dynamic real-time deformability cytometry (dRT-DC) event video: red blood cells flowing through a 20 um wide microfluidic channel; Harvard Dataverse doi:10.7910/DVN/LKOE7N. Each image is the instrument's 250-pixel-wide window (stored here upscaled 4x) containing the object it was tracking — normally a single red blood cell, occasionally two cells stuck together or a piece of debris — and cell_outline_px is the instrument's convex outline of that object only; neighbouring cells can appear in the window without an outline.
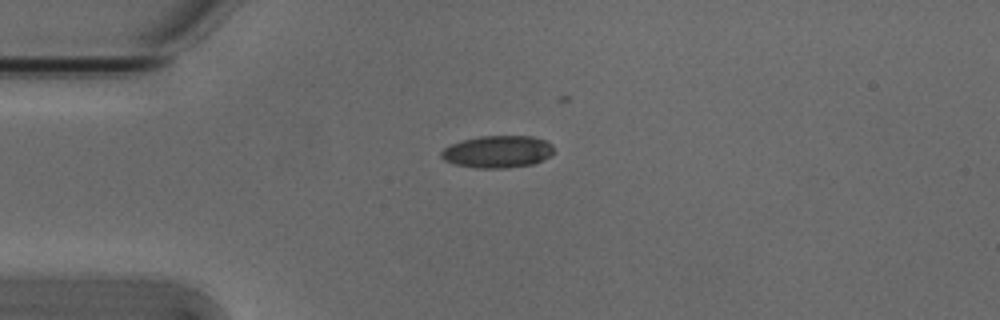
{"species": "Egyptian fruit bat (a non-hibernating species)", "species_latin": "Rousettus aegyptiacus", "temperature_condition": "cold", "stored_images_in_passage": 5, "camera_frame_rate_fps": 3000, "um_per_image_px": 0.085, "animal": {"sex": "male"}, "frame": {"image": 1, "passage_image": 5, "time_ms": 1.333, "image_size_px": [1000, 320], "cell_outline_px": [[552, 152], [548, 156], [532, 164], [508, 168], [476, 168], [456, 164], [444, 160], [440, 156], [440, 152], [444, 148], [452, 144], [464, 140], [480, 136], [532, 136], [544, 140], [552, 144]], "centroid_in_image_um": [42.27, 12.89], "position_along_channel_um": 42.7, "area_um2": 20.87}}